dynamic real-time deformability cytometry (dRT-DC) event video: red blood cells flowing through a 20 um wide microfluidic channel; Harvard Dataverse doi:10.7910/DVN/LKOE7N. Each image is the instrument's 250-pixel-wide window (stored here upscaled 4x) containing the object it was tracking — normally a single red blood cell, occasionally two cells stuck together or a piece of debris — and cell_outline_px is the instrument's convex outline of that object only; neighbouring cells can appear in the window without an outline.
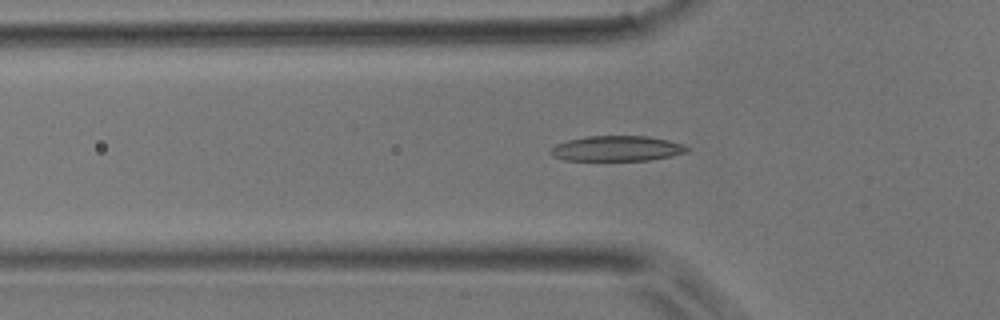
{"species": "common noctule bat (a hibernating species)", "species_latin": "Nyctalus noctula", "temperature_condition": "room temperature", "stored_images_in_passage": 52, "camera_frame_rate_fps": 3000, "um_per_image_px": 0.085, "animal": {"sex": "male", "body_mass_g": 17.9}, "frame": {"image": 1, "passage_image": 17, "time_ms": 5.333, "image_size_px": [1000, 320], "cell_outline_px": [[692, 148], [688, 152], [672, 156], [652, 160], [564, 160], [552, 156], [548, 152], [556, 144], [568, 140], [584, 136], [648, 136], [668, 140]], "centroid_in_image_um": [52.44, 12.62], "position_along_channel_um": 73.4, "area_um2": 20.23}}
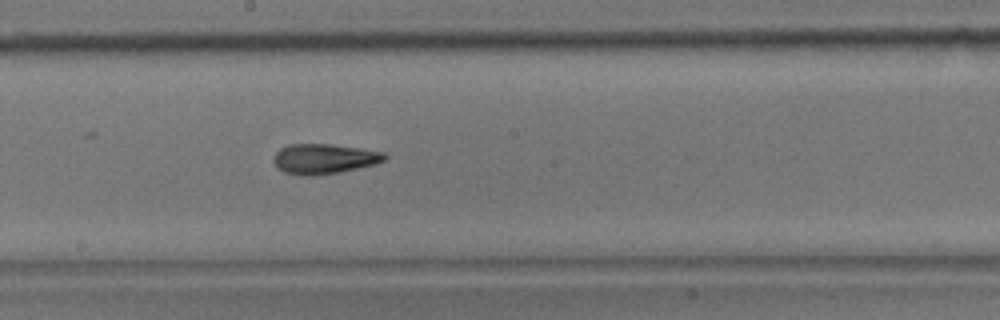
{"frame": {"image": 2, "passage_image": 28, "time_ms": 9.0, "image_size_px": [1000, 320], "cell_outline_px": [[388, 156], [384, 160], [376, 164], [336, 172], [308, 176], [304, 176], [284, 172], [276, 168], [272, 160], [272, 156], [280, 148], [288, 144], [328, 144], [360, 148], [388, 152]], "centroid_in_image_um": [27.52, 13.49], "position_along_channel_um": 220.7, "area_um2": 19.54}}
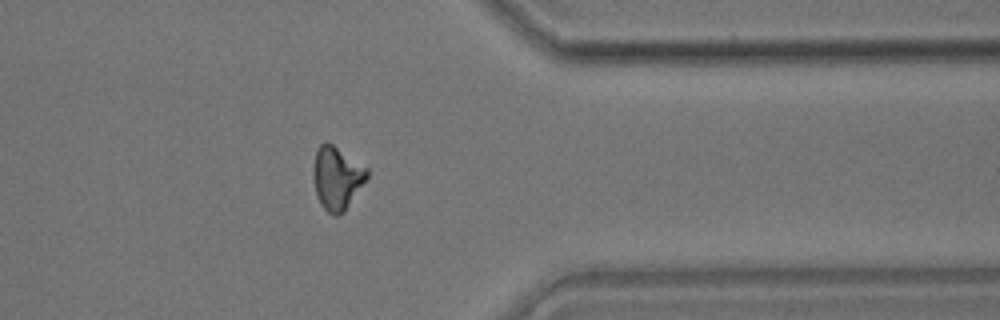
{"frame": {"image": 3, "passage_image": 41, "time_ms": 13.333, "image_size_px": [1000, 320], "cell_outline_px": [[368, 180], [344, 212], [340, 216], [332, 216], [320, 204], [316, 192], [312, 176], [312, 172], [316, 148], [324, 140], [332, 144], [368, 168]], "centroid_in_image_um": [28.64, 15.14], "position_along_channel_um": 382.8, "area_um2": 20.17}}